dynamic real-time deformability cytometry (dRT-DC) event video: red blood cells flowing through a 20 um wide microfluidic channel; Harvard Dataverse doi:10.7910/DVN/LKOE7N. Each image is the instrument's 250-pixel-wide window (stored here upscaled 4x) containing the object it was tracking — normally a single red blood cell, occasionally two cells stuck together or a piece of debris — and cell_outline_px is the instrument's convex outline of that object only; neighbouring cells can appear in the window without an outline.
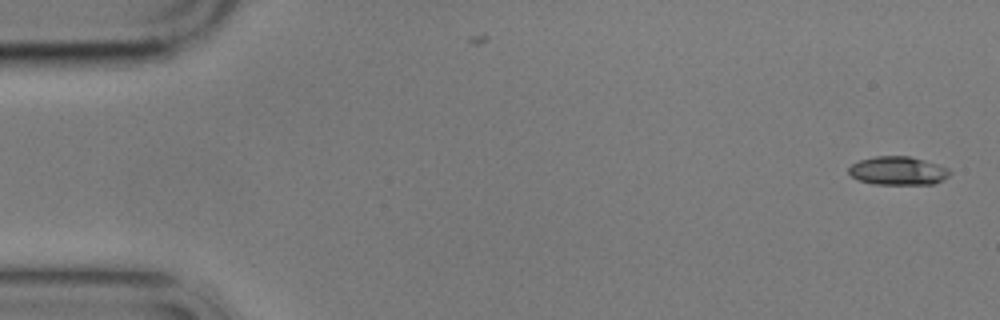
{"species": "common noctule bat (a hibernating species)", "species_latin": "Nyctalus noctula", "temperature_condition": "cold", "stored_images_in_passage": 6, "camera_frame_rate_fps": 3000, "um_per_image_px": 0.085, "animal": {"sex": "male", "body_mass_g": 17.9}, "frame": {"image": 1, "passage_image": 1, "time_ms": 0.0, "image_size_px": [1000, 320], "cell_outline_px": [[952, 172], [944, 180], [932, 184], [872, 184], [860, 180], [852, 176], [848, 172], [848, 168], [852, 164], [860, 160], [876, 156], [908, 156], [924, 160], [948, 168]], "centroid_in_image_um": [76.33, 14.52], "position_along_channel_um": 8.7, "area_um2": 16.7}}